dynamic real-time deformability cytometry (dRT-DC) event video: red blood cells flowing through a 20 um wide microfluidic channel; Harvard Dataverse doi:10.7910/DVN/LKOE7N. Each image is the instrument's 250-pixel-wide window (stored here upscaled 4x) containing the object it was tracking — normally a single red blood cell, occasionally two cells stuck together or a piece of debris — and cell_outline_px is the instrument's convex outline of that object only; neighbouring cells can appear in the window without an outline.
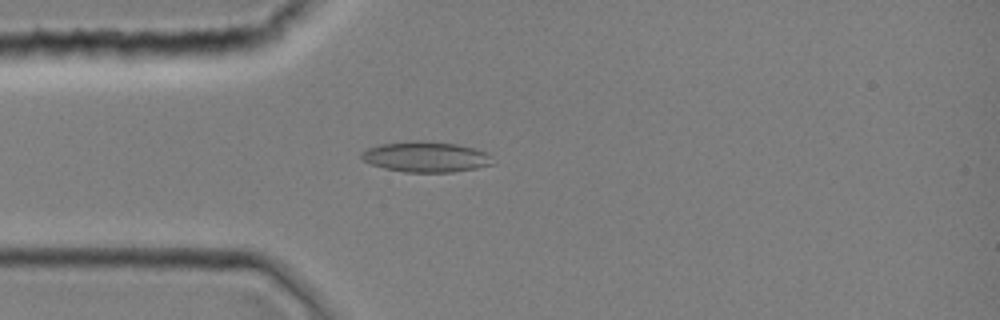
{"species": "common noctule bat (a hibernating species)", "species_latin": "Nyctalus noctula", "temperature_condition": "room temperature", "stored_images_in_passage": 2, "camera_frame_rate_fps": 3000, "um_per_image_px": 0.085, "animal": {"sex": "female", "body_mass_g": 19.0, "forearm_length_mm": 51.5}, "frame": {"image": 1, "passage_image": 2, "time_ms": 0.333, "image_size_px": [1000, 320], "cell_outline_px": [[492, 164], [476, 168], [452, 172], [404, 172], [384, 168], [372, 164], [364, 160], [360, 156], [360, 152], [368, 148], [380, 144], [412, 140], [424, 140], [456, 144], [476, 148], [488, 152], [492, 156]], "centroid_in_image_um": [36.21, 13.32], "position_along_channel_um": 48.8, "area_um2": 23.52}}